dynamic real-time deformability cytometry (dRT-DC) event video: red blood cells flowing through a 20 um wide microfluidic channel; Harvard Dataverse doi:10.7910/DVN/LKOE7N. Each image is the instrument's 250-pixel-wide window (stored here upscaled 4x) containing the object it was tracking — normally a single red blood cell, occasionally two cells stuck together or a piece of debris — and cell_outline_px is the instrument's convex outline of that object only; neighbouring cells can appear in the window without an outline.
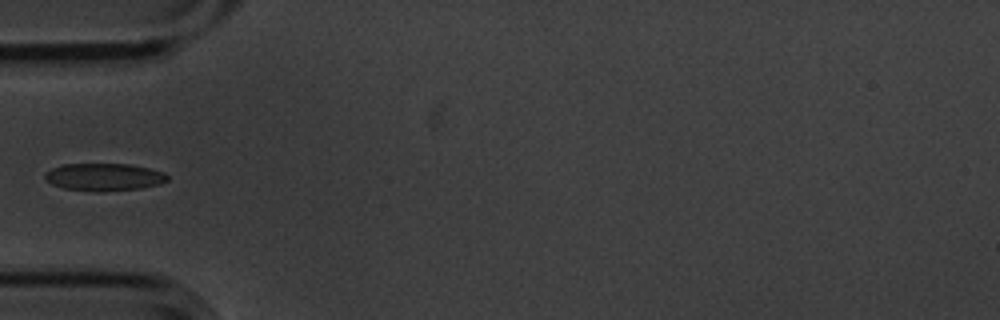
{"species": "common noctule bat (a hibernating species)", "species_latin": "Nyctalus noctula", "temperature_condition": "cold", "stored_images_in_passage": 6, "camera_frame_rate_fps": 3000, "um_per_image_px": 0.085, "animal": {"sex": "male", "body_mass_g": 20.1, "forearm_length_mm": 53.5}, "frame": {"image": 1, "passage_image": 6, "time_ms": 1.667, "image_size_px": [1000, 320], "cell_outline_px": [[168, 180], [160, 184], [140, 188], [96, 192], [64, 188], [52, 184], [44, 180], [44, 172], [60, 164], [128, 164], [148, 168], [164, 172], [168, 176]], "centroid_in_image_um": [8.8, 15.04], "position_along_channel_um": 76.2, "area_um2": 19.71}}